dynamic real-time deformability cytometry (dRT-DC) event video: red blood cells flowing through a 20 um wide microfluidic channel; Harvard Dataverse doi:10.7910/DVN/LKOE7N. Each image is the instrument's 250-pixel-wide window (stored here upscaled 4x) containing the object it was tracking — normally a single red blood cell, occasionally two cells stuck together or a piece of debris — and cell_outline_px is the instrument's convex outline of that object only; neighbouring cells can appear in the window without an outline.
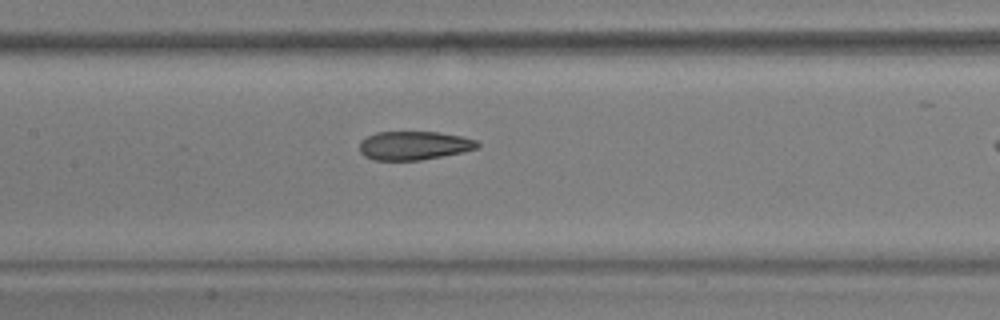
{"species": "common noctule bat (a hibernating species)", "species_latin": "Nyctalus noctula", "temperature_condition": "warm", "stored_images_in_passage": 19, "camera_frame_rate_fps": 3000, "um_per_image_px": 0.085, "animal": {"sex": "male", "body_mass_g": 17.9, "forearm_length_mm": 54.2}, "frame": {"image": 1, "passage_image": 11, "time_ms": 3.333, "image_size_px": [1000, 320], "cell_outline_px": [[480, 144], [476, 148], [460, 152], [420, 160], [372, 160], [364, 156], [360, 152], [360, 140], [376, 132], [440, 132], [460, 136], [476, 140]], "centroid_in_image_um": [35.14, 12.36], "position_along_channel_um": 172.3, "area_um2": 19.54}}